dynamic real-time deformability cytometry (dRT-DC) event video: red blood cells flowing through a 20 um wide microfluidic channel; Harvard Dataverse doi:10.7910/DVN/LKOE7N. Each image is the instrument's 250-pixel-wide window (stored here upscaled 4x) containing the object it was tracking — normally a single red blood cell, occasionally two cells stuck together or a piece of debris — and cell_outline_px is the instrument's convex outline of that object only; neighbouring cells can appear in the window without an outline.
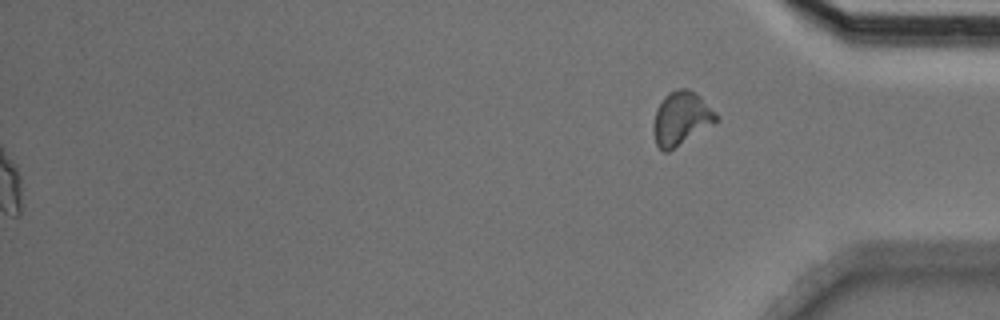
{"species": "Egyptian fruit bat (a non-hibernating species)", "species_latin": "Rousettus aegyptiacus", "temperature_condition": "cold", "stored_images_in_passage": 47, "segment_of_instrument_passage": [2, 2], "camera_frame_rate_fps": 3000, "um_per_image_px": 0.085, "animal": {"sex": "male"}, "frame": {"image": 1, "passage_image": 47, "time_ms": 15.333, "image_size_px": [1000, 320], "cell_outline_px": [[720, 120], [668, 152], [664, 152], [656, 144], [652, 132], [652, 128], [656, 108], [664, 96], [668, 92], [680, 88], [688, 88], [696, 92], [720, 116]], "centroid_in_image_um": [57.9, 10.05], "position_along_channel_um": 377.3, "area_um2": 19.88}}